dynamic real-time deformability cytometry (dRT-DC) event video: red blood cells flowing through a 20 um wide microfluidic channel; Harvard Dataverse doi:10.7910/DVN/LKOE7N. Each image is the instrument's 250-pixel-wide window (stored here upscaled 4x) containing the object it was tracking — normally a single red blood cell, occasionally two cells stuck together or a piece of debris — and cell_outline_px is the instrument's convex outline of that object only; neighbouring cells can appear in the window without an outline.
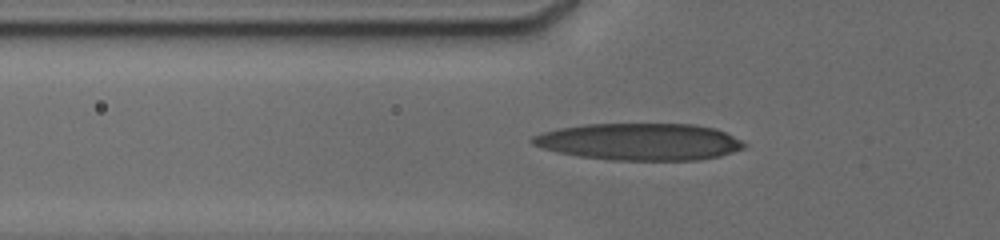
{"species": "human", "species_latin": "Homo sapiens", "temperature_condition": "cold", "stored_images_in_passage": 39, "camera_frame_rate_fps": 3000, "um_per_image_px": 0.085, "donor": {"sex": "male"}, "frame": {"image": 1, "passage_image": 5, "time_ms": 2.333, "image_size_px": [1000, 240], "cell_outline_px": [[748, 144], [744, 148], [720, 156], [696, 160], [612, 160], [580, 156], [556, 152], [540, 148], [532, 144], [528, 140], [532, 136], [544, 132], [560, 128], [588, 124], [692, 124], [716, 128]], "centroid_in_image_um": [54.34, 12.05], "position_along_channel_um": 71.5, "area_um2": 45.6}}
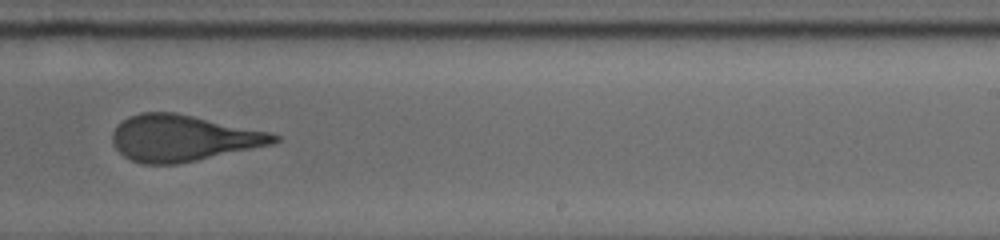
{"frame": {"image": 2, "passage_image": 16, "time_ms": 7.667, "image_size_px": [1000, 240], "cell_outline_px": [[280, 140], [272, 144], [196, 160], [176, 164], [140, 164], [124, 156], [116, 148], [112, 140], [112, 132], [128, 116], [140, 112], [176, 112], [268, 132], [280, 136]], "centroid_in_image_um": [15.52, 11.73], "position_along_channel_um": 273.5, "area_um2": 43.12}}
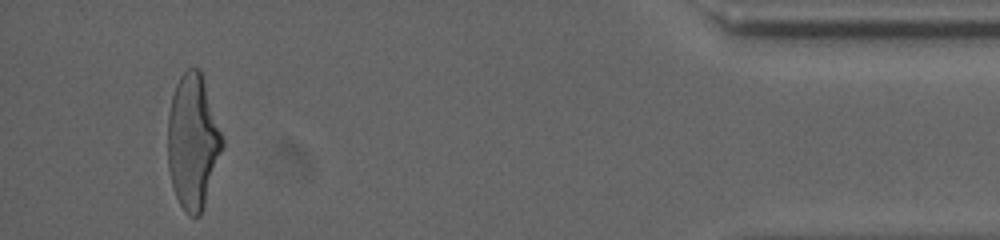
{"frame": {"image": 3, "passage_image": 35, "time_ms": 13.0, "image_size_px": [1000, 240], "cell_outline_px": [[224, 144], [200, 216], [188, 216], [184, 212], [176, 196], [172, 184], [168, 168], [168, 112], [172, 96], [176, 84], [180, 76], [188, 68], [200, 68], [224, 140]], "centroid_in_image_um": [16.38, 12.03], "position_along_channel_um": 418.8, "area_um2": 42.48}, "authors_computed_cell_mechanics": {"area_um2": 43.4078, "velocity_mm_per_s": 3.8122, "shape_relaxation_time_tau1_ms": 4.2478, "shape_relaxation_time_tau2_ms": 1.4406, "deformation_change_tau1": 0.2095, "deformation_change_tau2": 0.1022}}